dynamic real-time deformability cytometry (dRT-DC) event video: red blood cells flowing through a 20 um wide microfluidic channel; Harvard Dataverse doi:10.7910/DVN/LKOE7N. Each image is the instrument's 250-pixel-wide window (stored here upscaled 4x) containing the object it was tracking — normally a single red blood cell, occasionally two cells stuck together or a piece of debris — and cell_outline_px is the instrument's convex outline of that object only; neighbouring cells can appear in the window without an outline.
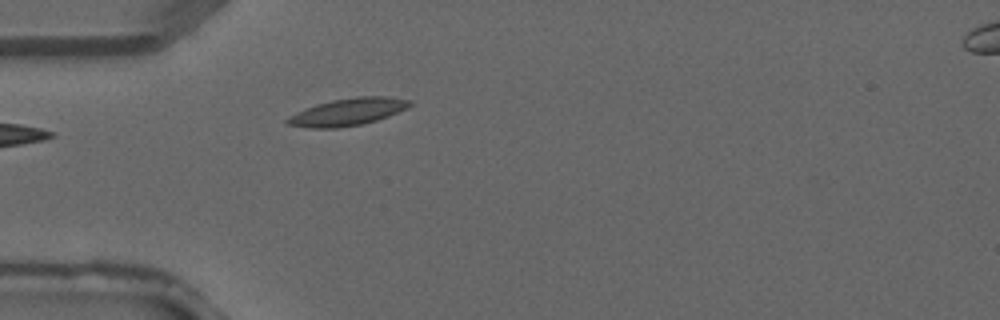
{"species": "common noctule bat (a hibernating species)", "species_latin": "Nyctalus noctula", "temperature_condition": "warm", "stored_images_in_passage": 4, "camera_frame_rate_fps": 3000, "um_per_image_px": 0.085, "animal": {"sex": "male", "forearm_length_mm": 52.5}, "frame": {"image": 1, "passage_image": 3, "time_ms": 0.667, "image_size_px": [1000, 320], "cell_outline_px": [[412, 104], [408, 108], [388, 116], [376, 120], [360, 124], [336, 128], [312, 128], [288, 124], [284, 120], [288, 116], [316, 104], [332, 100], [356, 96], [384, 96], [412, 100]], "centroid_in_image_um": [29.58, 9.5], "position_along_channel_um": 55.4, "area_um2": 19.31}}